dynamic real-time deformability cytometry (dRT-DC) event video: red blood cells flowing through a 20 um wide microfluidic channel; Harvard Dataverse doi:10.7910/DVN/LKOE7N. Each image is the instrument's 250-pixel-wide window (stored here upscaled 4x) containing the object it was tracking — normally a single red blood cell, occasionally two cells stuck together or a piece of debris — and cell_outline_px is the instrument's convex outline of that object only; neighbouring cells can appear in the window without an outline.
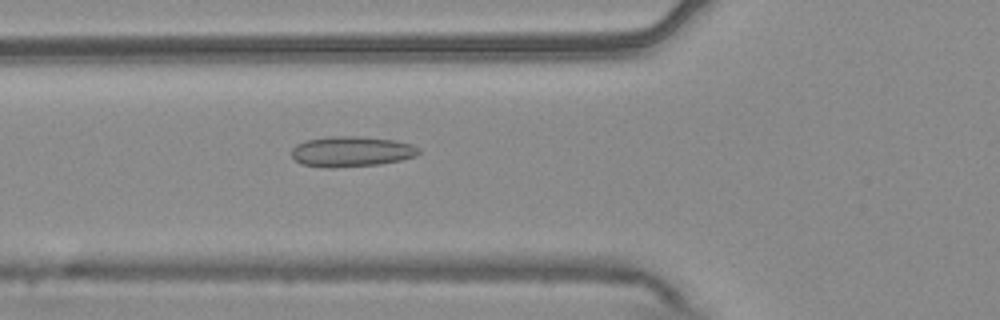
{"species": "common noctule bat (a hibernating species)", "species_latin": "Nyctalus noctula", "temperature_condition": "warm", "stored_images_in_passage": 54, "camera_frame_rate_fps": 3000, "um_per_image_px": 0.085, "animal": {"sex": "male", "body_mass_g": 20.4}, "frame": {"image": 1, "passage_image": 20, "time_ms": 6.333, "image_size_px": [1000, 320], "cell_outline_px": [[420, 152], [416, 156], [400, 160], [380, 164], [336, 168], [324, 168], [300, 164], [292, 156], [292, 148], [296, 144], [304, 140], [328, 136], [356, 136], [396, 140], [412, 144], [420, 148]], "centroid_in_image_um": [29.86, 12.88], "position_along_channel_um": 95.9, "area_um2": 22.89}}
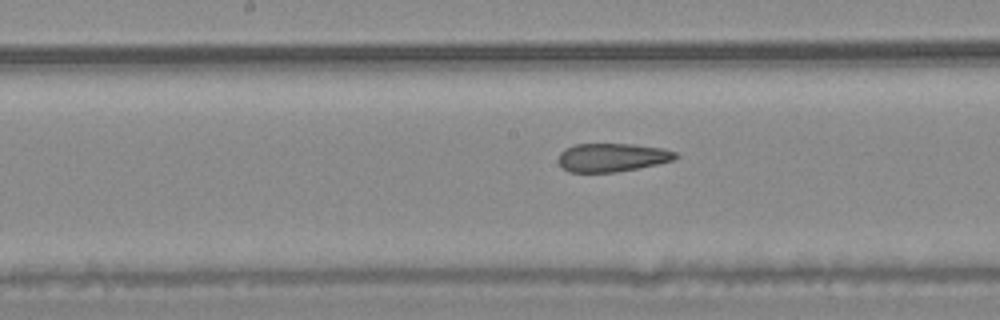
{"frame": {"image": 2, "passage_image": 28, "time_ms": 9.0, "image_size_px": [1000, 320], "cell_outline_px": [[680, 156], [672, 160], [656, 164], [616, 172], [568, 172], [560, 164], [560, 152], [564, 148], [576, 144], [632, 144], [664, 148], [676, 152]], "centroid_in_image_um": [52.04, 13.37], "position_along_channel_um": 196.2, "area_um2": 19.31}}
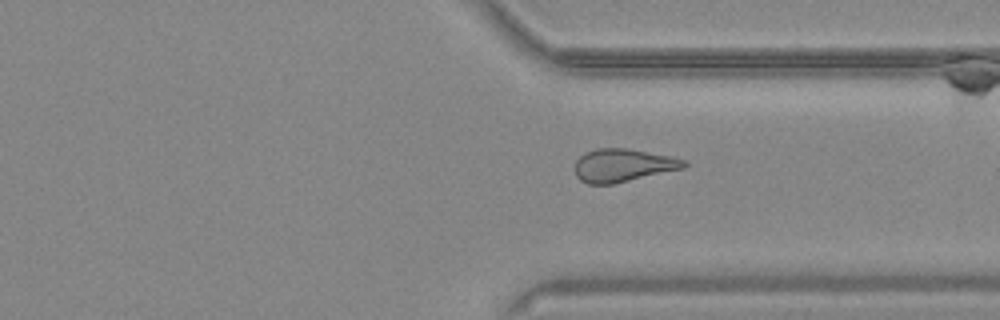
{"frame": {"image": 3, "passage_image": 41, "time_ms": 13.333, "image_size_px": [1000, 320], "cell_outline_px": [[688, 164], [684, 168], [612, 184], [588, 184], [580, 180], [576, 176], [576, 160], [584, 152], [596, 148], [628, 148], [672, 156], [684, 160]], "centroid_in_image_um": [52.94, 14.04], "position_along_channel_um": 358.5, "area_um2": 20.98}, "authors_computed_cell_mechanics": {"area_um2": 22.6576, "velocity_mm_per_s": 3.7485, "shape_relaxation_time_tau1_ms": null, "shape_relaxation_time_tau2_ms": 4.2658, "deformation_change_tau1": null, "deformation_change_tau2": 0.1303}}